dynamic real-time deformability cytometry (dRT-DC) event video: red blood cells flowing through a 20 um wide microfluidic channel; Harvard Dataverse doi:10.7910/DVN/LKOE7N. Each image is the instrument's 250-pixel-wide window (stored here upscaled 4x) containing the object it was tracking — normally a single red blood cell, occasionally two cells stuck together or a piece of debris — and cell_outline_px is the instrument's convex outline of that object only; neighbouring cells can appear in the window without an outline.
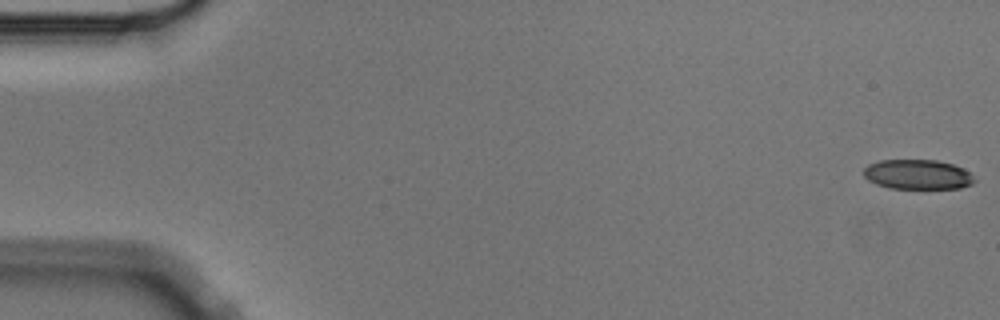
{"species": "Egyptian fruit bat (a non-hibernating species)", "species_latin": "Rousettus aegyptiacus", "temperature_condition": "cold", "stored_images_in_passage": 4, "camera_frame_rate_fps": 3000, "um_per_image_px": 0.085, "animal": {"sex": "male"}, "frame": {"image": 1, "passage_image": 1, "time_ms": 0.0, "image_size_px": [1000, 320], "cell_outline_px": [[976, 180], [972, 184], [960, 188], [888, 188], [876, 184], [868, 180], [864, 176], [864, 168], [868, 164], [880, 160], [936, 160], [952, 164], [964, 168]], "centroid_in_image_um": [77.98, 14.83], "position_along_channel_um": 7.0, "area_um2": 19.19}}